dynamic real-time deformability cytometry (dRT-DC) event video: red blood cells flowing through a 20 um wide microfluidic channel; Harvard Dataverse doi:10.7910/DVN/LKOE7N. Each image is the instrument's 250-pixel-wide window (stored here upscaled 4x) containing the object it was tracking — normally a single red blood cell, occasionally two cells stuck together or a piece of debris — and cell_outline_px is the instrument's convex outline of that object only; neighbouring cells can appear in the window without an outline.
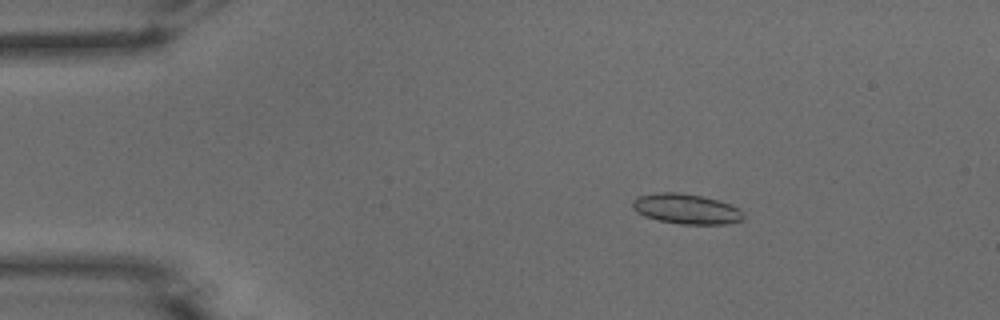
{"species": "common noctule bat (a hibernating species)", "species_latin": "Nyctalus noctula", "temperature_condition": "warm", "stored_images_in_passage": 51, "camera_frame_rate_fps": 3000, "um_per_image_px": 0.085, "animal": {"sex": "male", "body_mass_g": 15.6}, "frame": {"image": 1, "passage_image": 8, "time_ms": 2.333, "image_size_px": [1000, 320], "cell_outline_px": [[744, 220], [728, 224], [680, 224], [660, 220], [644, 216], [636, 212], [632, 208], [632, 200], [636, 196], [656, 192], [680, 192], [704, 196], [732, 204], [740, 208], [744, 212]], "centroid_in_image_um": [58.35, 17.74], "position_along_channel_um": 26.6, "area_um2": 19.94}}
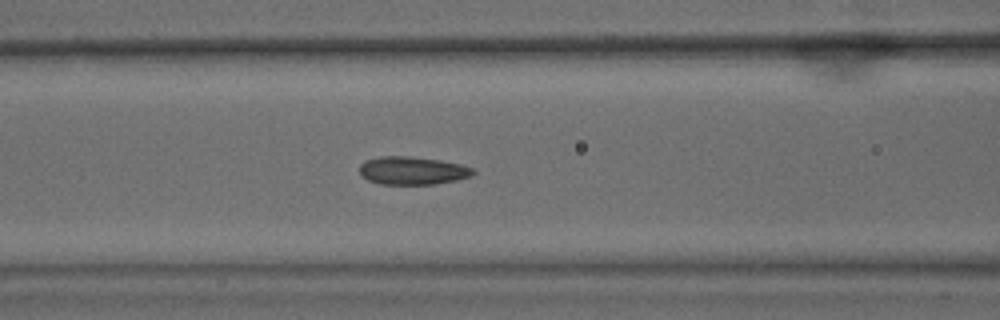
{"frame": {"image": 2, "passage_image": 21, "time_ms": 6.667, "image_size_px": [1000, 320], "cell_outline_px": [[476, 172], [472, 176], [456, 180], [436, 184], [380, 184], [368, 180], [360, 172], [360, 164], [364, 160], [380, 156], [408, 156], [440, 160], [460, 164], [472, 168]], "centroid_in_image_um": [35.06, 14.5], "position_along_channel_um": 131.5, "area_um2": 18.55}}
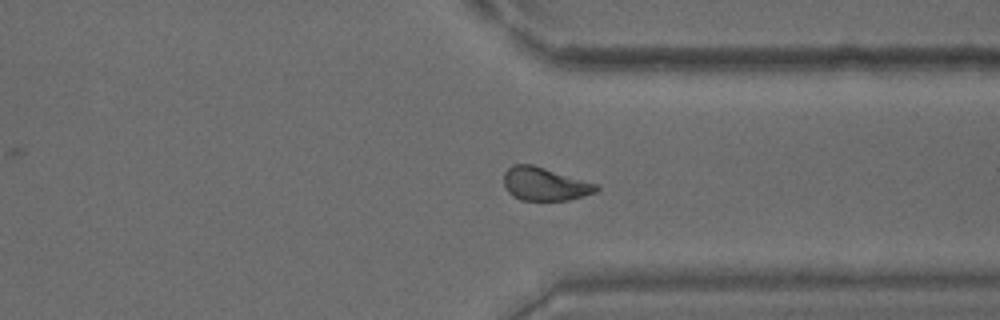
{"frame": {"image": 3, "passage_image": 39, "time_ms": 12.667, "image_size_px": [1000, 320], "cell_outline_px": [[600, 188], [596, 192], [568, 200], [520, 200], [512, 196], [508, 192], [504, 184], [504, 172], [512, 164], [532, 164], [600, 184]], "centroid_in_image_um": [46.32, 15.63], "position_along_channel_um": 365.1, "area_um2": 18.09}, "authors_computed_cell_mechanics": {"area_um2": 18.8428, "velocity_mm_per_s": 3.8945, "shape_relaxation_time_tau1_ms": 5.8522, "shape_relaxation_time_tau2_ms": 1.1027, "deformation_change_tau1": 0.1503, "deformation_change_tau2": 0.0762}}